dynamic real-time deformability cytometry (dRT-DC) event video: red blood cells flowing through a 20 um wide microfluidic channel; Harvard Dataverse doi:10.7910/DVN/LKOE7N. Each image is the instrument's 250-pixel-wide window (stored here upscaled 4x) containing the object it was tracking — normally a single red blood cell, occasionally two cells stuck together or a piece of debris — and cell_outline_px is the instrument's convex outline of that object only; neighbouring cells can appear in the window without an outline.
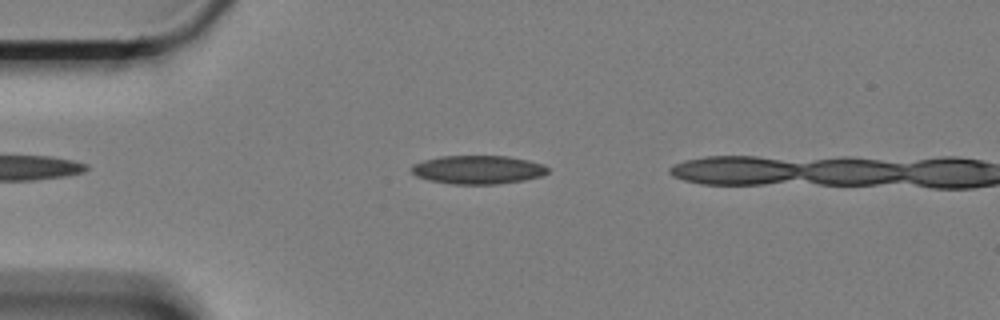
{"species": "Egyptian fruit bat (a non-hibernating species)", "species_latin": "Rousettus aegyptiacus", "temperature_condition": "cold", "stored_images_in_passage": 47, "camera_frame_rate_fps": 3000, "um_per_image_px": 0.085, "animal": {"sex": "female"}, "frame": {"image": 1, "passage_image": 10, "time_ms": 3.0, "image_size_px": [1000, 320], "cell_outline_px": [[548, 172], [544, 176], [524, 180], [496, 184], [452, 184], [428, 180], [416, 176], [412, 172], [412, 164], [424, 160], [440, 156], [508, 156], [528, 160], [544, 164], [548, 168]], "centroid_in_image_um": [40.64, 14.42], "position_along_channel_um": 44.4, "area_um2": 22.77}}
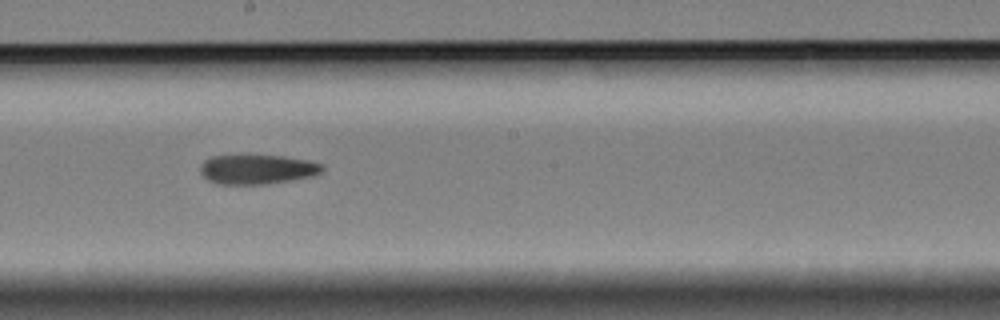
{"frame": {"image": 2, "passage_image": 28, "time_ms": 9.0, "image_size_px": [1000, 320], "cell_outline_px": [[324, 168], [316, 176], [292, 180], [264, 184], [216, 184], [208, 180], [200, 172], [200, 164], [204, 160], [212, 156], [284, 156], [308, 160], [324, 164]], "centroid_in_image_um": [21.88, 14.4], "position_along_channel_um": 226.3, "area_um2": 21.04}}
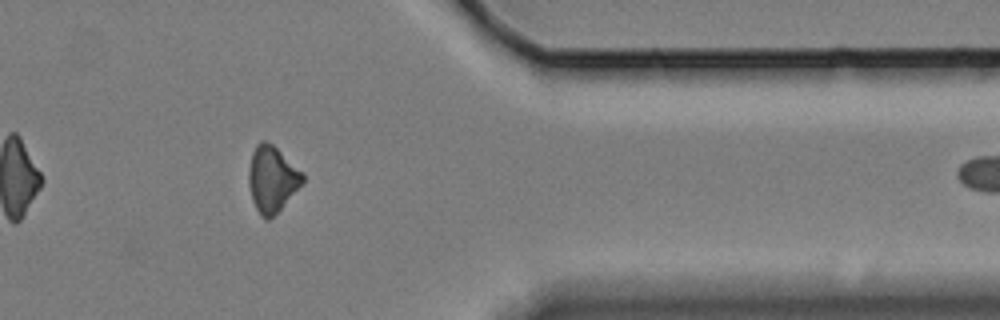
{"frame": {"image": 3, "passage_image": 44, "time_ms": 14.333, "image_size_px": [1000, 320], "cell_outline_px": [[304, 180], [280, 208], [268, 220], [264, 220], [260, 216], [252, 200], [248, 184], [248, 168], [252, 152], [256, 144], [260, 140], [264, 140], [272, 144], [304, 172]], "centroid_in_image_um": [23.09, 15.19], "position_along_channel_um": 388.3, "area_um2": 20.63}}